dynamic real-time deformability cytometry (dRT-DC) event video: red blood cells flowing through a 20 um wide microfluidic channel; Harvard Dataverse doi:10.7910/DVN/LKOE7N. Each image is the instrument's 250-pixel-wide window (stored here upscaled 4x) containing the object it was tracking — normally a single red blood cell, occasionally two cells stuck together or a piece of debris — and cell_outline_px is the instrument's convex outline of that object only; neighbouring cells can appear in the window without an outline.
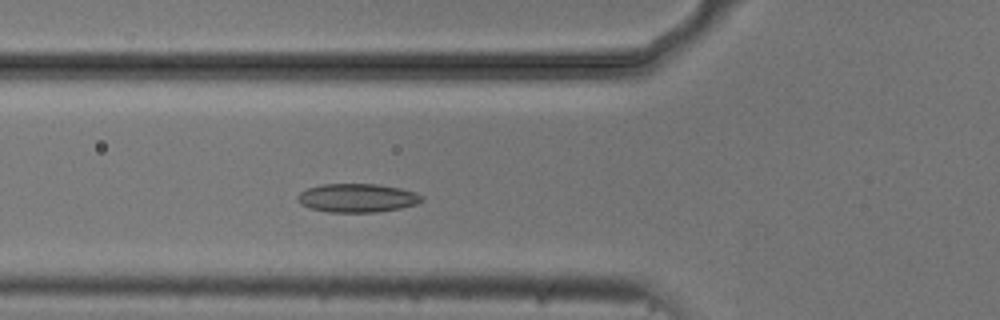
{"species": "common noctule bat (a hibernating species)", "species_latin": "Nyctalus noctula", "temperature_condition": "cold", "stored_images_in_passage": 3, "camera_frame_rate_fps": 3000, "um_per_image_px": 0.085, "animal": {"sex": "male", "body_mass_g": 20.5, "forearm_length_mm": 52.5}, "frame": {"image": 1, "passage_image": 3, "time_ms": 0.667, "image_size_px": [1000, 320], "cell_outline_px": [[424, 200], [416, 204], [400, 208], [380, 212], [328, 212], [312, 208], [300, 204], [296, 200], [296, 196], [300, 192], [308, 188], [320, 184], [376, 184], [400, 188], [416, 192], [424, 196]], "centroid_in_image_um": [30.37, 16.82], "position_along_channel_um": 95.4, "area_um2": 20.87}}